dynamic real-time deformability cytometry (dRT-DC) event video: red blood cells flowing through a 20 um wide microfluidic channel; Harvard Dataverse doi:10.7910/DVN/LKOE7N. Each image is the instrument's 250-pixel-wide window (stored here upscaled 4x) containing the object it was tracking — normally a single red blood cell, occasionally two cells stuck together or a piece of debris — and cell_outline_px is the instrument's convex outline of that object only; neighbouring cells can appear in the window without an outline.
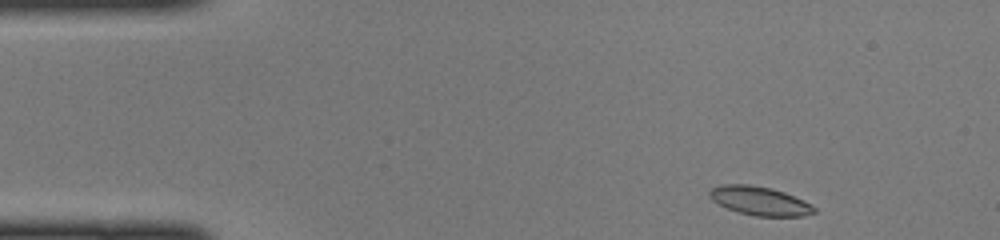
{"species": "common noctule bat (a hibernating species)", "species_latin": "Nyctalus noctula", "temperature_condition": "cold", "stored_images_in_passage": 42, "camera_frame_rate_fps": 3000, "um_per_image_px": 0.085, "animal": {"sex": "female", "body_mass_g": 22.0, "forearm_length_mm": 56.7}, "frame": {"image": 1, "passage_image": 1, "time_ms": 0.0, "image_size_px": [1000, 240], "cell_outline_px": [[816, 212], [804, 216], [756, 216], [740, 212], [728, 208], [712, 200], [708, 196], [708, 192], [712, 188], [724, 184], [748, 184], [772, 188], [784, 192], [804, 200], [812, 204], [816, 208]], "centroid_in_image_um": [64.6, 17.07], "position_along_channel_um": 20.4, "area_um2": 17.51}}
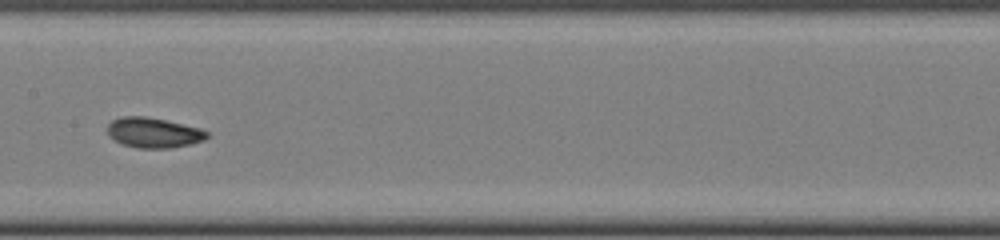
{"frame": {"image": 2, "passage_image": 19, "time_ms": 6.0, "image_size_px": [1000, 240], "cell_outline_px": [[208, 136], [204, 140], [172, 148], [136, 148], [120, 144], [108, 136], [108, 124], [112, 120], [120, 116], [148, 116], [200, 128], [208, 132]], "centroid_in_image_um": [13.01, 11.27], "position_along_channel_um": 194.4, "area_um2": 17.63}}
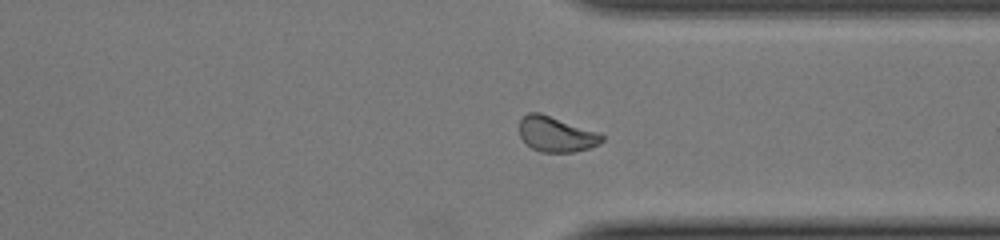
{"frame": {"image": 3, "passage_image": 31, "time_ms": 10.0, "image_size_px": [1000, 240], "cell_outline_px": [[604, 140], [600, 144], [576, 152], [540, 152], [532, 148], [520, 136], [520, 120], [528, 112], [540, 112], [600, 132], [604, 136]], "centroid_in_image_um": [47.32, 11.4], "position_along_channel_um": 364.1, "area_um2": 17.11}}